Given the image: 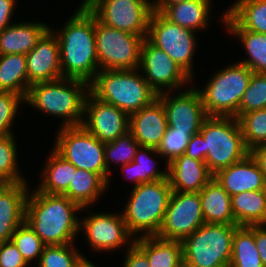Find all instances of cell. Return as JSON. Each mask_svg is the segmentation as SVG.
I'll return each mask as SVG.
<instances>
[{"label": "cell", "mask_w": 266, "mask_h": 267, "mask_svg": "<svg viewBox=\"0 0 266 267\" xmlns=\"http://www.w3.org/2000/svg\"><path fill=\"white\" fill-rule=\"evenodd\" d=\"M76 12L55 31L60 47L62 78L91 83L99 70L95 40V15L80 5Z\"/></svg>", "instance_id": "cell-1"}, {"label": "cell", "mask_w": 266, "mask_h": 267, "mask_svg": "<svg viewBox=\"0 0 266 267\" xmlns=\"http://www.w3.org/2000/svg\"><path fill=\"white\" fill-rule=\"evenodd\" d=\"M80 211L82 207L65 195L34 189L27 196L25 221L46 246L70 244L79 235Z\"/></svg>", "instance_id": "cell-2"}, {"label": "cell", "mask_w": 266, "mask_h": 267, "mask_svg": "<svg viewBox=\"0 0 266 267\" xmlns=\"http://www.w3.org/2000/svg\"><path fill=\"white\" fill-rule=\"evenodd\" d=\"M90 84L84 80L61 78L30 85L24 103L49 116L60 118V127L81 126Z\"/></svg>", "instance_id": "cell-3"}, {"label": "cell", "mask_w": 266, "mask_h": 267, "mask_svg": "<svg viewBox=\"0 0 266 267\" xmlns=\"http://www.w3.org/2000/svg\"><path fill=\"white\" fill-rule=\"evenodd\" d=\"M90 92L99 100L129 115L157 99V94L150 88L139 68L100 70L90 83Z\"/></svg>", "instance_id": "cell-4"}, {"label": "cell", "mask_w": 266, "mask_h": 267, "mask_svg": "<svg viewBox=\"0 0 266 267\" xmlns=\"http://www.w3.org/2000/svg\"><path fill=\"white\" fill-rule=\"evenodd\" d=\"M131 189L121 212L129 232L135 238L157 235L172 193L168 178L142 183Z\"/></svg>", "instance_id": "cell-5"}, {"label": "cell", "mask_w": 266, "mask_h": 267, "mask_svg": "<svg viewBox=\"0 0 266 267\" xmlns=\"http://www.w3.org/2000/svg\"><path fill=\"white\" fill-rule=\"evenodd\" d=\"M199 133L204 138L205 163L213 175L249 154L235 117L208 116Z\"/></svg>", "instance_id": "cell-6"}, {"label": "cell", "mask_w": 266, "mask_h": 267, "mask_svg": "<svg viewBox=\"0 0 266 267\" xmlns=\"http://www.w3.org/2000/svg\"><path fill=\"white\" fill-rule=\"evenodd\" d=\"M252 73L246 65L236 62L215 72L203 89L197 87L207 115L234 117Z\"/></svg>", "instance_id": "cell-7"}, {"label": "cell", "mask_w": 266, "mask_h": 267, "mask_svg": "<svg viewBox=\"0 0 266 267\" xmlns=\"http://www.w3.org/2000/svg\"><path fill=\"white\" fill-rule=\"evenodd\" d=\"M236 224L204 223L182 243L183 260L194 267H229Z\"/></svg>", "instance_id": "cell-8"}, {"label": "cell", "mask_w": 266, "mask_h": 267, "mask_svg": "<svg viewBox=\"0 0 266 267\" xmlns=\"http://www.w3.org/2000/svg\"><path fill=\"white\" fill-rule=\"evenodd\" d=\"M53 149L76 168L97 173L109 186L110 174L105 165V143L82 126L59 127Z\"/></svg>", "instance_id": "cell-9"}, {"label": "cell", "mask_w": 266, "mask_h": 267, "mask_svg": "<svg viewBox=\"0 0 266 267\" xmlns=\"http://www.w3.org/2000/svg\"><path fill=\"white\" fill-rule=\"evenodd\" d=\"M96 52L99 70H133L140 66L144 38L106 26L95 16Z\"/></svg>", "instance_id": "cell-10"}, {"label": "cell", "mask_w": 266, "mask_h": 267, "mask_svg": "<svg viewBox=\"0 0 266 267\" xmlns=\"http://www.w3.org/2000/svg\"><path fill=\"white\" fill-rule=\"evenodd\" d=\"M146 38L171 57L192 79L195 78L193 56L198 48V41L194 31L171 23L159 12L153 10L149 18Z\"/></svg>", "instance_id": "cell-11"}, {"label": "cell", "mask_w": 266, "mask_h": 267, "mask_svg": "<svg viewBox=\"0 0 266 267\" xmlns=\"http://www.w3.org/2000/svg\"><path fill=\"white\" fill-rule=\"evenodd\" d=\"M85 6L106 26L147 37L153 1L89 0Z\"/></svg>", "instance_id": "cell-12"}, {"label": "cell", "mask_w": 266, "mask_h": 267, "mask_svg": "<svg viewBox=\"0 0 266 267\" xmlns=\"http://www.w3.org/2000/svg\"><path fill=\"white\" fill-rule=\"evenodd\" d=\"M140 71L150 88L157 94L180 91L192 78L184 72L163 50L154 46L147 38L141 45ZM145 74V75H144Z\"/></svg>", "instance_id": "cell-13"}, {"label": "cell", "mask_w": 266, "mask_h": 267, "mask_svg": "<svg viewBox=\"0 0 266 267\" xmlns=\"http://www.w3.org/2000/svg\"><path fill=\"white\" fill-rule=\"evenodd\" d=\"M204 223L199 192L172 191L162 225L156 236L182 241Z\"/></svg>", "instance_id": "cell-14"}, {"label": "cell", "mask_w": 266, "mask_h": 267, "mask_svg": "<svg viewBox=\"0 0 266 267\" xmlns=\"http://www.w3.org/2000/svg\"><path fill=\"white\" fill-rule=\"evenodd\" d=\"M175 94L170 91L157 95L163 104L168 127L190 136L199 133L208 117L199 91L190 87Z\"/></svg>", "instance_id": "cell-15"}, {"label": "cell", "mask_w": 266, "mask_h": 267, "mask_svg": "<svg viewBox=\"0 0 266 267\" xmlns=\"http://www.w3.org/2000/svg\"><path fill=\"white\" fill-rule=\"evenodd\" d=\"M88 244L94 251L108 252L133 245L135 237L129 232L122 213H90L80 221ZM130 240V241H129Z\"/></svg>", "instance_id": "cell-16"}, {"label": "cell", "mask_w": 266, "mask_h": 267, "mask_svg": "<svg viewBox=\"0 0 266 267\" xmlns=\"http://www.w3.org/2000/svg\"><path fill=\"white\" fill-rule=\"evenodd\" d=\"M86 116V117H85ZM130 115L88 93L81 126L102 143L112 142L129 131Z\"/></svg>", "instance_id": "cell-17"}, {"label": "cell", "mask_w": 266, "mask_h": 267, "mask_svg": "<svg viewBox=\"0 0 266 267\" xmlns=\"http://www.w3.org/2000/svg\"><path fill=\"white\" fill-rule=\"evenodd\" d=\"M26 60L28 90L32 84L62 78L58 37L51 27L37 42L34 49L26 54Z\"/></svg>", "instance_id": "cell-18"}, {"label": "cell", "mask_w": 266, "mask_h": 267, "mask_svg": "<svg viewBox=\"0 0 266 267\" xmlns=\"http://www.w3.org/2000/svg\"><path fill=\"white\" fill-rule=\"evenodd\" d=\"M167 128L165 110L158 98L150 105L130 114L129 131L140 146L158 149Z\"/></svg>", "instance_id": "cell-19"}, {"label": "cell", "mask_w": 266, "mask_h": 267, "mask_svg": "<svg viewBox=\"0 0 266 267\" xmlns=\"http://www.w3.org/2000/svg\"><path fill=\"white\" fill-rule=\"evenodd\" d=\"M213 177L230 196L244 191L266 190V179L249 154L235 164L218 170Z\"/></svg>", "instance_id": "cell-20"}, {"label": "cell", "mask_w": 266, "mask_h": 267, "mask_svg": "<svg viewBox=\"0 0 266 267\" xmlns=\"http://www.w3.org/2000/svg\"><path fill=\"white\" fill-rule=\"evenodd\" d=\"M28 185L27 181L11 183L0 191V243L10 241L25 221Z\"/></svg>", "instance_id": "cell-21"}, {"label": "cell", "mask_w": 266, "mask_h": 267, "mask_svg": "<svg viewBox=\"0 0 266 267\" xmlns=\"http://www.w3.org/2000/svg\"><path fill=\"white\" fill-rule=\"evenodd\" d=\"M212 178L213 174L204 161L192 159L185 154L168 163V180L172 191L199 192Z\"/></svg>", "instance_id": "cell-22"}, {"label": "cell", "mask_w": 266, "mask_h": 267, "mask_svg": "<svg viewBox=\"0 0 266 267\" xmlns=\"http://www.w3.org/2000/svg\"><path fill=\"white\" fill-rule=\"evenodd\" d=\"M212 0H186L169 6H153L164 18L194 32L209 27ZM211 3V4H210Z\"/></svg>", "instance_id": "cell-23"}, {"label": "cell", "mask_w": 266, "mask_h": 267, "mask_svg": "<svg viewBox=\"0 0 266 267\" xmlns=\"http://www.w3.org/2000/svg\"><path fill=\"white\" fill-rule=\"evenodd\" d=\"M49 29L40 21L11 24L0 31V55L28 54Z\"/></svg>", "instance_id": "cell-24"}, {"label": "cell", "mask_w": 266, "mask_h": 267, "mask_svg": "<svg viewBox=\"0 0 266 267\" xmlns=\"http://www.w3.org/2000/svg\"><path fill=\"white\" fill-rule=\"evenodd\" d=\"M221 18L226 28L266 34V0H236Z\"/></svg>", "instance_id": "cell-25"}, {"label": "cell", "mask_w": 266, "mask_h": 267, "mask_svg": "<svg viewBox=\"0 0 266 267\" xmlns=\"http://www.w3.org/2000/svg\"><path fill=\"white\" fill-rule=\"evenodd\" d=\"M199 196L205 223L236 224L231 196L214 177L199 191Z\"/></svg>", "instance_id": "cell-26"}, {"label": "cell", "mask_w": 266, "mask_h": 267, "mask_svg": "<svg viewBox=\"0 0 266 267\" xmlns=\"http://www.w3.org/2000/svg\"><path fill=\"white\" fill-rule=\"evenodd\" d=\"M134 244L147 256L150 267H176L183 259L181 241L155 235L135 238Z\"/></svg>", "instance_id": "cell-27"}, {"label": "cell", "mask_w": 266, "mask_h": 267, "mask_svg": "<svg viewBox=\"0 0 266 267\" xmlns=\"http://www.w3.org/2000/svg\"><path fill=\"white\" fill-rule=\"evenodd\" d=\"M231 205L236 225H266V190L235 194Z\"/></svg>", "instance_id": "cell-28"}, {"label": "cell", "mask_w": 266, "mask_h": 267, "mask_svg": "<svg viewBox=\"0 0 266 267\" xmlns=\"http://www.w3.org/2000/svg\"><path fill=\"white\" fill-rule=\"evenodd\" d=\"M107 189V183L97 173L76 168L68 190L63 195L78 203L82 210H86L90 205H94Z\"/></svg>", "instance_id": "cell-29"}, {"label": "cell", "mask_w": 266, "mask_h": 267, "mask_svg": "<svg viewBox=\"0 0 266 267\" xmlns=\"http://www.w3.org/2000/svg\"><path fill=\"white\" fill-rule=\"evenodd\" d=\"M44 166L40 175L42 177L40 184L35 189L42 193L63 195L68 190L76 167L53 148Z\"/></svg>", "instance_id": "cell-30"}, {"label": "cell", "mask_w": 266, "mask_h": 267, "mask_svg": "<svg viewBox=\"0 0 266 267\" xmlns=\"http://www.w3.org/2000/svg\"><path fill=\"white\" fill-rule=\"evenodd\" d=\"M151 154L161 156L156 148L140 146L134 160L121 166L122 172H125V175L128 173L129 177L128 175L126 176L134 183L133 187L142 183H151L153 181L168 178V163L166 162L165 164L166 169L161 171L155 166L156 164L154 163L157 162L153 159L154 156Z\"/></svg>", "instance_id": "cell-31"}, {"label": "cell", "mask_w": 266, "mask_h": 267, "mask_svg": "<svg viewBox=\"0 0 266 267\" xmlns=\"http://www.w3.org/2000/svg\"><path fill=\"white\" fill-rule=\"evenodd\" d=\"M0 91L12 92L26 98L28 93L26 55H0Z\"/></svg>", "instance_id": "cell-32"}, {"label": "cell", "mask_w": 266, "mask_h": 267, "mask_svg": "<svg viewBox=\"0 0 266 267\" xmlns=\"http://www.w3.org/2000/svg\"><path fill=\"white\" fill-rule=\"evenodd\" d=\"M229 267H263L255 244L254 225L235 229Z\"/></svg>", "instance_id": "cell-33"}, {"label": "cell", "mask_w": 266, "mask_h": 267, "mask_svg": "<svg viewBox=\"0 0 266 267\" xmlns=\"http://www.w3.org/2000/svg\"><path fill=\"white\" fill-rule=\"evenodd\" d=\"M227 31L241 40L248 54V58L240 60L239 63L246 65L253 73L266 74V34L244 28H227Z\"/></svg>", "instance_id": "cell-34"}, {"label": "cell", "mask_w": 266, "mask_h": 267, "mask_svg": "<svg viewBox=\"0 0 266 267\" xmlns=\"http://www.w3.org/2000/svg\"><path fill=\"white\" fill-rule=\"evenodd\" d=\"M74 244L45 246L37 267H79L87 258Z\"/></svg>", "instance_id": "cell-35"}, {"label": "cell", "mask_w": 266, "mask_h": 267, "mask_svg": "<svg viewBox=\"0 0 266 267\" xmlns=\"http://www.w3.org/2000/svg\"><path fill=\"white\" fill-rule=\"evenodd\" d=\"M139 147V143L130 131L112 142L105 143L104 158L107 172L111 174L110 163H119L120 167L132 162Z\"/></svg>", "instance_id": "cell-36"}, {"label": "cell", "mask_w": 266, "mask_h": 267, "mask_svg": "<svg viewBox=\"0 0 266 267\" xmlns=\"http://www.w3.org/2000/svg\"><path fill=\"white\" fill-rule=\"evenodd\" d=\"M238 121L248 150L266 144V108L242 114Z\"/></svg>", "instance_id": "cell-37"}, {"label": "cell", "mask_w": 266, "mask_h": 267, "mask_svg": "<svg viewBox=\"0 0 266 267\" xmlns=\"http://www.w3.org/2000/svg\"><path fill=\"white\" fill-rule=\"evenodd\" d=\"M15 135L0 137V179L7 184L27 181L19 171Z\"/></svg>", "instance_id": "cell-38"}, {"label": "cell", "mask_w": 266, "mask_h": 267, "mask_svg": "<svg viewBox=\"0 0 266 267\" xmlns=\"http://www.w3.org/2000/svg\"><path fill=\"white\" fill-rule=\"evenodd\" d=\"M11 241L18 248L28 265L32 260L39 262L40 256L46 246L30 225L24 221L13 233Z\"/></svg>", "instance_id": "cell-39"}, {"label": "cell", "mask_w": 266, "mask_h": 267, "mask_svg": "<svg viewBox=\"0 0 266 267\" xmlns=\"http://www.w3.org/2000/svg\"><path fill=\"white\" fill-rule=\"evenodd\" d=\"M266 108V74L252 73L249 85L241 99L238 113L234 116L239 118L242 114Z\"/></svg>", "instance_id": "cell-40"}, {"label": "cell", "mask_w": 266, "mask_h": 267, "mask_svg": "<svg viewBox=\"0 0 266 267\" xmlns=\"http://www.w3.org/2000/svg\"><path fill=\"white\" fill-rule=\"evenodd\" d=\"M24 103V98L12 92L0 91V137L14 135L12 126L19 104Z\"/></svg>", "instance_id": "cell-41"}, {"label": "cell", "mask_w": 266, "mask_h": 267, "mask_svg": "<svg viewBox=\"0 0 266 267\" xmlns=\"http://www.w3.org/2000/svg\"><path fill=\"white\" fill-rule=\"evenodd\" d=\"M190 137L186 132L168 127L157 151L161 157H164V161L169 163L175 157L185 153Z\"/></svg>", "instance_id": "cell-42"}, {"label": "cell", "mask_w": 266, "mask_h": 267, "mask_svg": "<svg viewBox=\"0 0 266 267\" xmlns=\"http://www.w3.org/2000/svg\"><path fill=\"white\" fill-rule=\"evenodd\" d=\"M15 244L10 240L0 243V267H28Z\"/></svg>", "instance_id": "cell-43"}, {"label": "cell", "mask_w": 266, "mask_h": 267, "mask_svg": "<svg viewBox=\"0 0 266 267\" xmlns=\"http://www.w3.org/2000/svg\"><path fill=\"white\" fill-rule=\"evenodd\" d=\"M129 246V247H128ZM123 267H150L147 256L135 245H127Z\"/></svg>", "instance_id": "cell-44"}, {"label": "cell", "mask_w": 266, "mask_h": 267, "mask_svg": "<svg viewBox=\"0 0 266 267\" xmlns=\"http://www.w3.org/2000/svg\"><path fill=\"white\" fill-rule=\"evenodd\" d=\"M184 154L192 159L205 162L204 138L200 133L190 137Z\"/></svg>", "instance_id": "cell-45"}, {"label": "cell", "mask_w": 266, "mask_h": 267, "mask_svg": "<svg viewBox=\"0 0 266 267\" xmlns=\"http://www.w3.org/2000/svg\"><path fill=\"white\" fill-rule=\"evenodd\" d=\"M16 3V0H0V31L12 24L10 21L14 15Z\"/></svg>", "instance_id": "cell-46"}, {"label": "cell", "mask_w": 266, "mask_h": 267, "mask_svg": "<svg viewBox=\"0 0 266 267\" xmlns=\"http://www.w3.org/2000/svg\"><path fill=\"white\" fill-rule=\"evenodd\" d=\"M254 237L263 267H266V225H254Z\"/></svg>", "instance_id": "cell-47"}, {"label": "cell", "mask_w": 266, "mask_h": 267, "mask_svg": "<svg viewBox=\"0 0 266 267\" xmlns=\"http://www.w3.org/2000/svg\"><path fill=\"white\" fill-rule=\"evenodd\" d=\"M249 155L256 162L266 179V144L258 145L249 150Z\"/></svg>", "instance_id": "cell-48"}, {"label": "cell", "mask_w": 266, "mask_h": 267, "mask_svg": "<svg viewBox=\"0 0 266 267\" xmlns=\"http://www.w3.org/2000/svg\"><path fill=\"white\" fill-rule=\"evenodd\" d=\"M186 0H154L153 6H169L177 3H181Z\"/></svg>", "instance_id": "cell-49"}, {"label": "cell", "mask_w": 266, "mask_h": 267, "mask_svg": "<svg viewBox=\"0 0 266 267\" xmlns=\"http://www.w3.org/2000/svg\"><path fill=\"white\" fill-rule=\"evenodd\" d=\"M79 267H97L94 265V263H92V261L85 259Z\"/></svg>", "instance_id": "cell-50"}, {"label": "cell", "mask_w": 266, "mask_h": 267, "mask_svg": "<svg viewBox=\"0 0 266 267\" xmlns=\"http://www.w3.org/2000/svg\"><path fill=\"white\" fill-rule=\"evenodd\" d=\"M176 267H194V266L182 259L181 262Z\"/></svg>", "instance_id": "cell-51"}, {"label": "cell", "mask_w": 266, "mask_h": 267, "mask_svg": "<svg viewBox=\"0 0 266 267\" xmlns=\"http://www.w3.org/2000/svg\"><path fill=\"white\" fill-rule=\"evenodd\" d=\"M7 185V183L5 181H3L2 179H0V191Z\"/></svg>", "instance_id": "cell-52"}, {"label": "cell", "mask_w": 266, "mask_h": 267, "mask_svg": "<svg viewBox=\"0 0 266 267\" xmlns=\"http://www.w3.org/2000/svg\"><path fill=\"white\" fill-rule=\"evenodd\" d=\"M88 1H89V0H83V1L81 2V5H85Z\"/></svg>", "instance_id": "cell-53"}]
</instances>
